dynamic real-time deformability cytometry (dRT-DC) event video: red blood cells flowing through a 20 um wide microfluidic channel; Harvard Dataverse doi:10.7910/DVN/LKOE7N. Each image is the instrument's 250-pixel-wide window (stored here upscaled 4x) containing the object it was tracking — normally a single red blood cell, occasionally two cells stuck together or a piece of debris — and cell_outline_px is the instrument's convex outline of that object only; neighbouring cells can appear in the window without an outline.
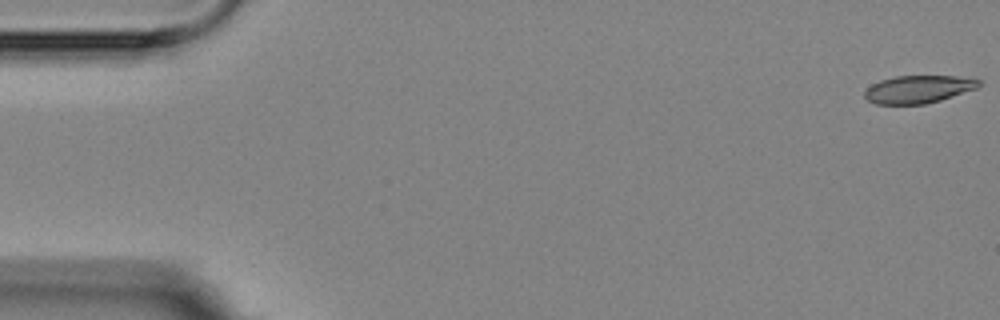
{"species": "Egyptian fruit bat (a non-hibernating species)", "species_latin": "Rousettus aegyptiacus", "temperature_condition": "room temperature", "stored_images_in_passage": 5, "camera_frame_rate_fps": 3000, "um_per_image_px": 0.085, "animal": {"sex": "female"}, "frame": {"image": 1, "passage_image": 1, "time_ms": 0.0, "image_size_px": [1000, 320], "cell_outline_px": [[984, 84], [976, 88], [940, 100], [924, 104], [876, 104], [868, 100], [864, 96], [864, 92], [872, 84], [880, 80], [896, 76], [956, 76], [980, 80]], "centroid_in_image_um": [78.06, 7.58], "position_along_channel_um": 6.9, "area_um2": 18.32}}
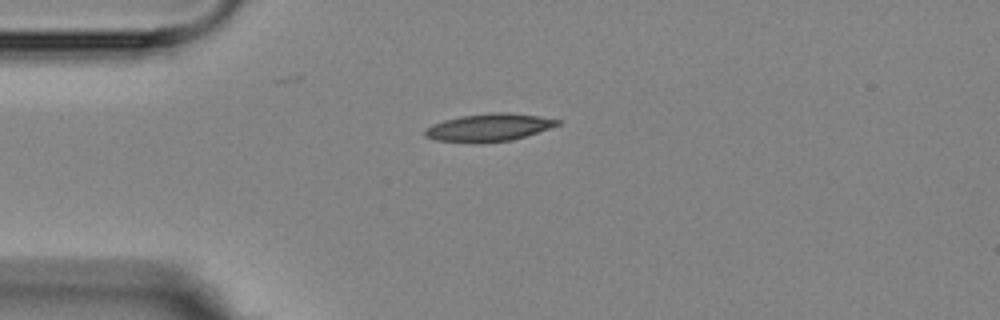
{"frame": {"image": 2, "passage_image": 4, "time_ms": 4.333, "image_size_px": [1000, 320], "cell_outline_px": [[560, 124], [512, 140], [480, 144], [476, 144], [436, 140], [424, 136], [424, 128], [432, 124], [444, 120], [460, 116], [488, 112], [508, 112], [540, 116], [560, 120]], "centroid_in_image_um": [41.49, 10.84], "position_along_channel_um": 43.5, "area_um2": 21.62}}